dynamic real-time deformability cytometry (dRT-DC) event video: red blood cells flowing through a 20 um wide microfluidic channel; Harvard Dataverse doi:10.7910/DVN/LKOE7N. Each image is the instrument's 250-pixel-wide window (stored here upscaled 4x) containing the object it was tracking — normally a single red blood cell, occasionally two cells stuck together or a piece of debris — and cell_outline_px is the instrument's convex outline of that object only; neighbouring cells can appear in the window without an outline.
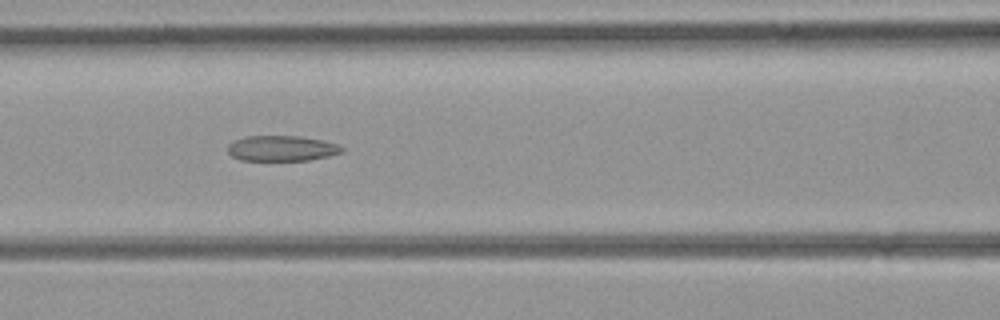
{"species": "common noctule bat (a hibernating species)", "species_latin": "Nyctalus noctula", "temperature_condition": "room temperature", "stored_images_in_passage": 45, "camera_frame_rate_fps": 3000, "um_per_image_px": 0.085, "animal": {"sex": "female", "body_mass_g": 21.9}, "frame": {"image": 1, "passage_image": 19, "time_ms": 6.0, "image_size_px": [1000, 320], "cell_outline_px": [[344, 152], [328, 156], [308, 160], [240, 160], [232, 156], [228, 152], [228, 144], [232, 140], [244, 136], [300, 136], [320, 140], [336, 144], [344, 148]], "centroid_in_image_um": [23.91, 12.6], "position_along_channel_um": 142.7, "area_um2": 16.94}}
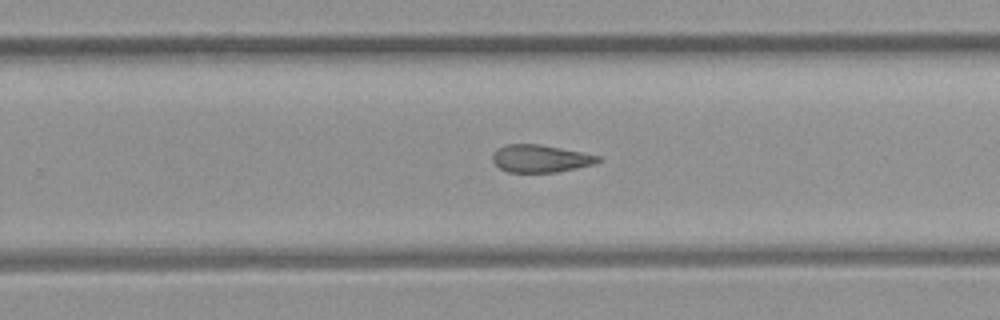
{"frame": {"image": 2, "passage_image": 28, "time_ms": 9.0, "image_size_px": [1000, 320], "cell_outline_px": [[604, 160], [596, 164], [556, 172], [508, 172], [500, 168], [492, 160], [492, 156], [496, 148], [504, 144], [540, 144], [600, 156]], "centroid_in_image_um": [45.94, 13.47], "position_along_channel_um": 283.9, "area_um2": 16.99}}
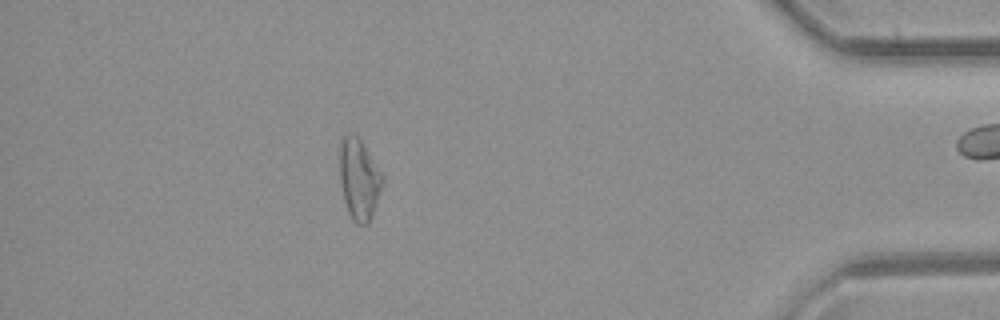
{"frame": {"image": 3, "passage_image": 39, "time_ms": 12.667, "image_size_px": [1000, 320], "cell_outline_px": [[384, 180], [368, 224], [356, 224], [352, 220], [348, 212], [344, 200], [340, 184], [340, 140], [344, 132], [352, 132], [364, 144], [384, 176]], "centroid_in_image_um": [30.5, 15.18], "position_along_channel_um": 404.7, "area_um2": 20.29}}